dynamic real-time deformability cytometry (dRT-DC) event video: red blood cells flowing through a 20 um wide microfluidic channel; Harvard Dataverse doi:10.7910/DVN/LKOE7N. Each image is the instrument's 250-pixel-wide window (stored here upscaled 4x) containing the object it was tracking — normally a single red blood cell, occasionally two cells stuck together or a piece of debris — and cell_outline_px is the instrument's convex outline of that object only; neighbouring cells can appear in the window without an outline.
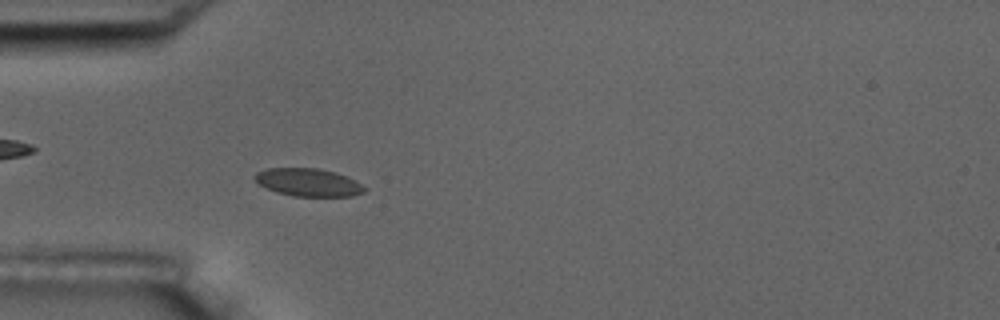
{"species": "common noctule bat (a hibernating species)", "species_latin": "Nyctalus noctula", "temperature_condition": "room temperature", "stored_images_in_passage": 5, "camera_frame_rate_fps": 3000, "um_per_image_px": 0.085, "animal": {"sex": "male", "body_mass_g": 17.5, "forearm_length_mm": 52.3}, "frame": {"image": 1, "passage_image": 5, "time_ms": 4.667, "image_size_px": [1000, 320], "cell_outline_px": [[368, 188], [364, 192], [352, 196], [292, 196], [276, 192], [260, 184], [252, 176], [256, 172], [268, 168], [316, 168], [336, 172]], "centroid_in_image_um": [26.18, 15.5], "position_along_channel_um": 58.8, "area_um2": 17.63}}